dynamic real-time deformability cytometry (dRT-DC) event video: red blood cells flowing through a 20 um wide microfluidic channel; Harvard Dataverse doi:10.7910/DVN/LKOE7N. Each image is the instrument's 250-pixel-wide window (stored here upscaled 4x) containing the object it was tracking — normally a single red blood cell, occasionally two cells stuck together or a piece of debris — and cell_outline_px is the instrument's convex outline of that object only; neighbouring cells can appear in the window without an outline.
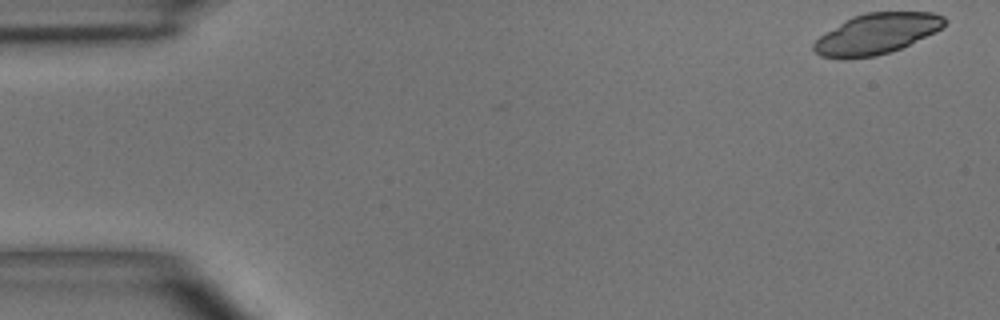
{"species": "common noctule bat (a hibernating species)", "species_latin": "Nyctalus noctula", "temperature_condition": "room temperature", "stored_images_in_passage": 5, "camera_frame_rate_fps": 3000, "um_per_image_px": 0.085, "animal": {"sex": "male", "body_mass_g": 15.6}, "frame": {"image": 1, "passage_image": 1, "time_ms": 0.0, "image_size_px": [1000, 320], "cell_outline_px": [[948, 20], [936, 32], [900, 48], [876, 56], [844, 60], [820, 56], [812, 48], [812, 44], [820, 36], [844, 20], [852, 16], [864, 12], [932, 12], [944, 16]], "centroid_in_image_um": [74.48, 2.88], "position_along_channel_um": 10.5, "area_um2": 31.1}}